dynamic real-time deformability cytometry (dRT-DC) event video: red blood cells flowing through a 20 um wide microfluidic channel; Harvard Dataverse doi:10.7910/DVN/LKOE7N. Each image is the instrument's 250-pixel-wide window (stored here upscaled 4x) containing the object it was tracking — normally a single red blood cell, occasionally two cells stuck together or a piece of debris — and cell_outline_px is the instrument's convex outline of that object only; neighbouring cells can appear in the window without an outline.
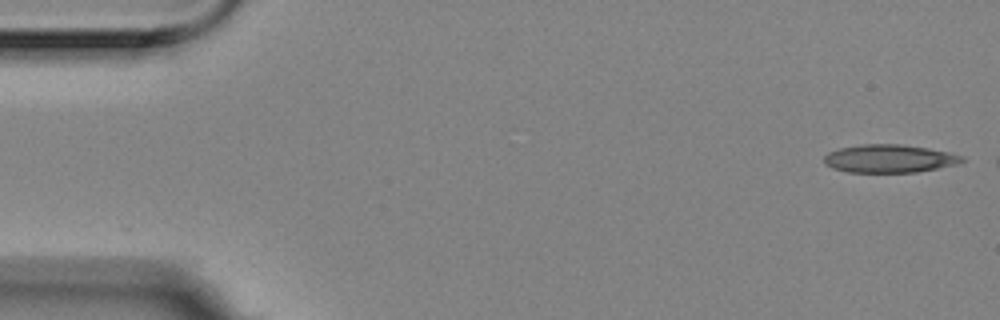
{"species": "Egyptian fruit bat (a non-hibernating species)", "species_latin": "Rousettus aegyptiacus", "temperature_condition": "room temperature", "stored_images_in_passage": 8, "camera_frame_rate_fps": 3000, "um_per_image_px": 0.085, "animal": {"sex": "female"}, "frame": {"image": 1, "passage_image": 1, "time_ms": 0.0, "image_size_px": [1000, 320], "cell_outline_px": [[964, 160], [960, 164], [916, 172], [848, 172], [832, 168], [824, 164], [824, 156], [828, 152], [840, 148], [864, 144], [900, 144], [928, 148], [948, 152], [964, 156]], "centroid_in_image_um": [75.6, 13.48], "position_along_channel_um": 9.4, "area_um2": 22.6}}